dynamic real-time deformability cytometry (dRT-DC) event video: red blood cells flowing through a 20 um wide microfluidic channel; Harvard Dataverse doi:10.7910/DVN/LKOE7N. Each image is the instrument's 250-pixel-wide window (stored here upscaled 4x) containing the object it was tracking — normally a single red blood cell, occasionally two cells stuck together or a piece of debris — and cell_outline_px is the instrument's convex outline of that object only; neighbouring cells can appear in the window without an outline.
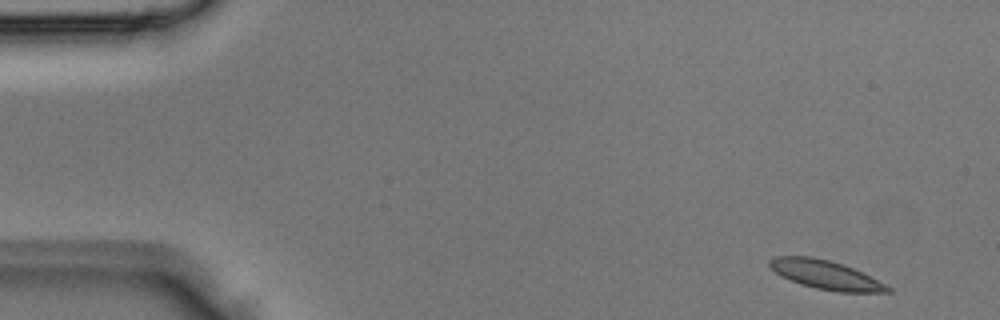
{"species": "Egyptian fruit bat (a non-hibernating species)", "species_latin": "Rousettus aegyptiacus", "temperature_condition": "room temperature", "stored_images_in_passage": 3, "camera_frame_rate_fps": 3000, "um_per_image_px": 0.085, "animal": {"sex": "male"}, "frame": {"image": 1, "passage_image": 1, "time_ms": 0.0, "image_size_px": [1000, 320], "cell_outline_px": [[892, 292], [836, 292], [816, 288], [800, 284], [780, 276], [768, 264], [768, 260], [776, 256], [812, 256], [844, 264], [892, 288]], "centroid_in_image_um": [70.14, 23.35], "position_along_channel_um": 14.9, "area_um2": 19.65}}